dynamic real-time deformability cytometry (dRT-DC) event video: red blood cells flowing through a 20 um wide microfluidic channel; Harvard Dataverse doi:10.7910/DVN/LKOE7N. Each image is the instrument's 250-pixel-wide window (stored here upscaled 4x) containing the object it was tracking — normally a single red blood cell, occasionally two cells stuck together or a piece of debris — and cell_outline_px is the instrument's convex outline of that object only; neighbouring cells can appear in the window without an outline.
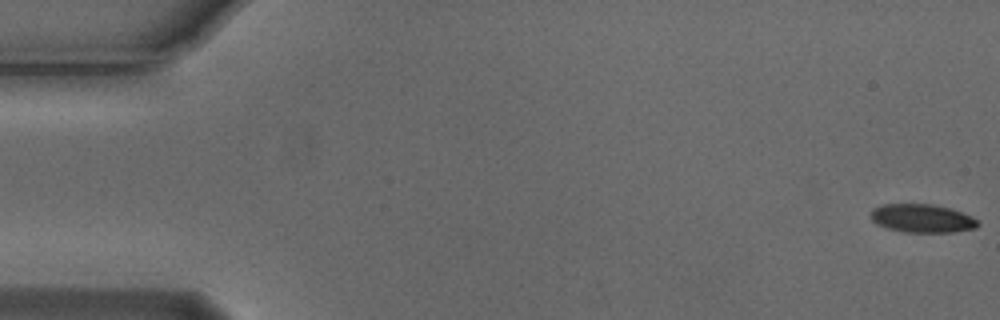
{"species": "Egyptian fruit bat (a non-hibernating species)", "species_latin": "Rousettus aegyptiacus", "temperature_condition": "cold", "stored_images_in_passage": 17, "camera_frame_rate_fps": 3000, "um_per_image_px": 0.085, "animal": {"sex": "male"}, "frame": {"image": 1, "passage_image": 1, "time_ms": 0.0, "image_size_px": [1000, 320], "cell_outline_px": [[980, 224], [976, 228], [952, 232], [904, 232], [888, 228], [876, 224], [872, 220], [872, 208], [880, 204], [932, 204], [952, 208], [972, 216], [980, 220]], "centroid_in_image_um": [78.42, 18.55], "position_along_channel_um": 6.6, "area_um2": 17.92}}
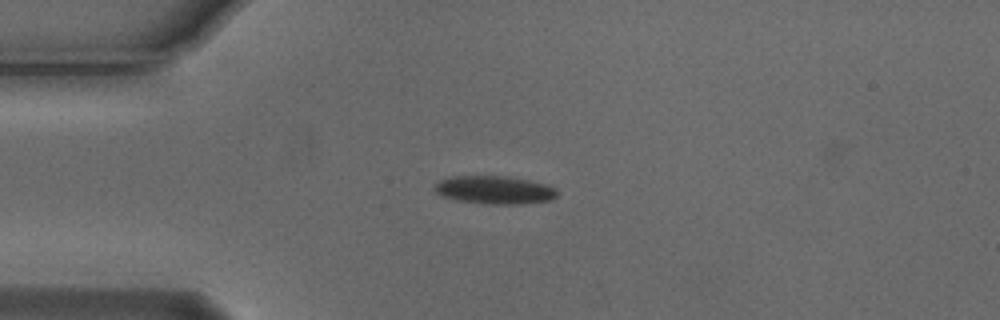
{"frame": {"image": 2, "passage_image": 14, "time_ms": 4.333, "image_size_px": [1000, 320], "cell_outline_px": [[556, 196], [552, 200], [520, 204], [492, 204], [456, 200], [440, 196], [432, 188], [440, 180], [452, 176], [508, 176], [528, 180], [544, 184], [556, 188]], "centroid_in_image_um": [42.0, 16.14], "position_along_channel_um": 43.0, "area_um2": 20.06}}